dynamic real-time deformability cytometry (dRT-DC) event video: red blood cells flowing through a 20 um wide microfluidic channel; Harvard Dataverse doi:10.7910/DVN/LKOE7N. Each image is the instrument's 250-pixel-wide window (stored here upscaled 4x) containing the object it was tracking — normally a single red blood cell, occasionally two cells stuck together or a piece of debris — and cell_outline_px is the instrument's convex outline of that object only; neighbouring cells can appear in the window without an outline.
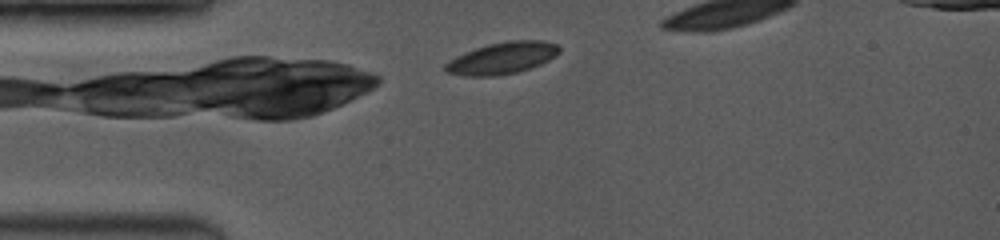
{"species": "common noctule bat (a hibernating species)", "species_latin": "Nyctalus noctula", "temperature_condition": "room temperature", "stored_images_in_passage": 26, "camera_frame_rate_fps": 3500, "um_per_image_px": 0.085, "animal": {"sex": "female", "body_mass_g": 19.0, "forearm_length_mm": 53.3}, "frame": {"image": 1, "passage_image": 1, "time_ms": 0.0, "image_size_px": [1000, 240], "cell_outline_px": [[560, 52], [556, 56], [540, 64], [516, 72], [496, 76], [464, 76], [448, 72], [444, 68], [444, 64], [456, 56], [476, 48], [488, 44], [512, 40], [540, 40], [556, 44], [560, 48]], "centroid_in_image_um": [42.69, 4.93], "position_along_channel_um": 42.3, "area_um2": 20.87}}
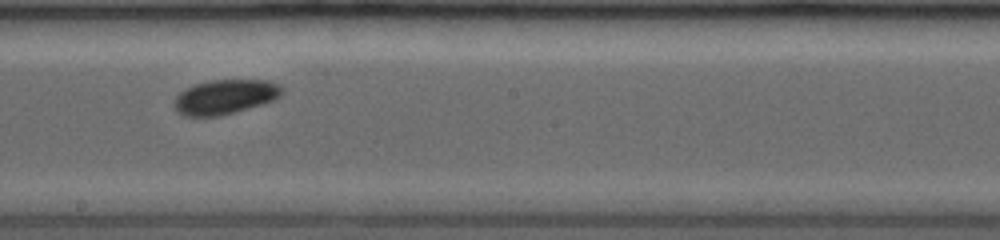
{"frame": {"image": 2, "passage_image": 13, "time_ms": 5.143, "image_size_px": [1000, 240], "cell_outline_px": [[284, 92], [276, 100], [264, 104], [220, 116], [184, 116], [176, 108], [176, 96], [180, 92], [196, 84], [212, 80], [268, 80], [280, 84], [284, 88]], "centroid_in_image_um": [19.23, 8.23], "position_along_channel_um": 229.0, "area_um2": 21.68}}
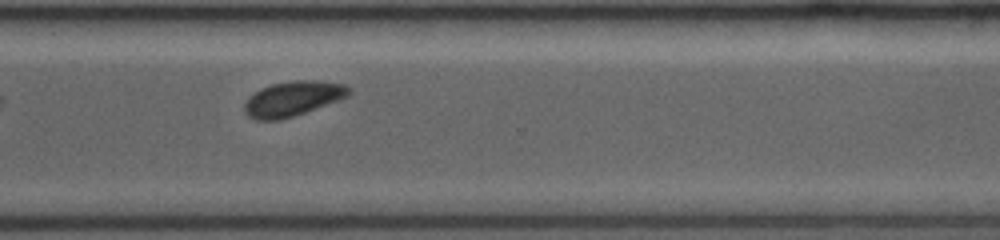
{"frame": {"image": 3, "passage_image": 19, "time_ms": 8.0, "image_size_px": [1000, 240], "cell_outline_px": [[352, 92], [348, 96], [340, 100], [280, 120], [256, 120], [248, 116], [244, 112], [244, 104], [248, 96], [260, 88], [272, 84], [292, 80], [312, 80], [344, 84], [352, 88]], "centroid_in_image_um": [24.88, 8.38], "position_along_channel_um": 345.7, "area_um2": 21.33}}